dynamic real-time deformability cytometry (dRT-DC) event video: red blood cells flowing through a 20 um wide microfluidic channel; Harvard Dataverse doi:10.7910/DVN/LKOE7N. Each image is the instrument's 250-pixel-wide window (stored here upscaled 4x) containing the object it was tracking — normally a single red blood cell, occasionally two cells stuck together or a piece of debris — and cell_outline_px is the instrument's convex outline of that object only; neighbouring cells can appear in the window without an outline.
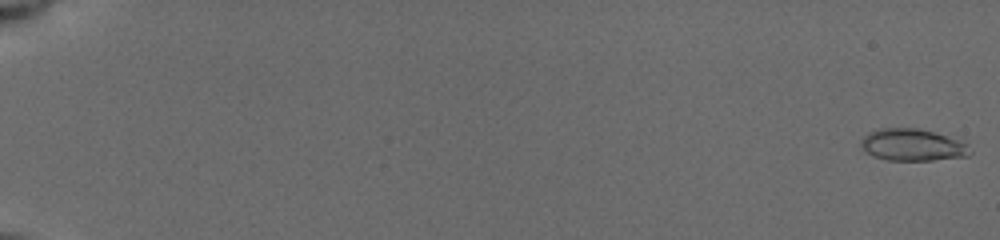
{"species": "common noctule bat (a hibernating species)", "species_latin": "Nyctalus noctula", "temperature_condition": "cold", "stored_images_in_passage": 16, "camera_frame_rate_fps": 3000, "um_per_image_px": 0.085, "animal": {"sex": "female", "body_mass_g": 19.5, "forearm_length_mm": 54.1}, "frame": {"image": 1, "passage_image": 1, "time_ms": 0.0, "image_size_px": [1000, 240], "cell_outline_px": [[972, 152], [968, 156], [932, 160], [888, 160], [872, 156], [860, 144], [860, 140], [868, 132], [880, 128], [916, 128], [936, 132], [968, 144]], "centroid_in_image_um": [77.56, 12.31], "position_along_channel_um": 7.4, "area_um2": 20.29}}
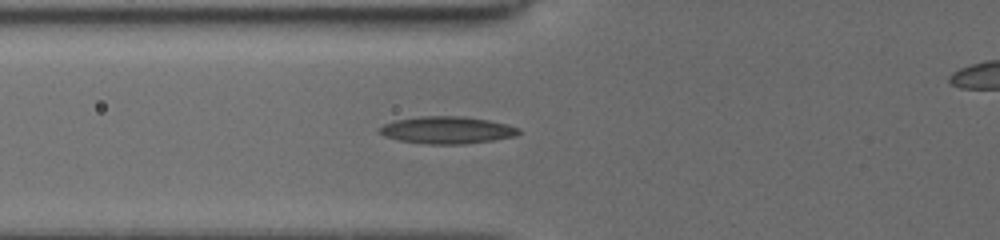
{"frame": {"image": 2, "passage_image": 12, "time_ms": 7.333, "image_size_px": [1000, 240], "cell_outline_px": [[520, 132], [516, 136], [492, 140], [464, 144], [428, 144], [396, 140], [384, 136], [380, 132], [380, 128], [384, 124], [396, 120], [420, 116], [464, 116], [488, 120], [508, 124], [520, 128]], "centroid_in_image_um": [38.02, 11.05], "position_along_channel_um": 87.8, "area_um2": 22.08}}
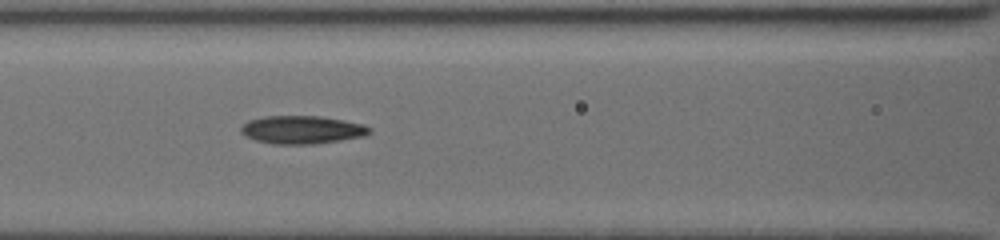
{"frame": {"image": 3, "passage_image": 16, "time_ms": 8.667, "image_size_px": [1000, 240], "cell_outline_px": [[372, 132], [364, 136], [340, 140], [312, 144], [272, 144], [256, 140], [240, 132], [240, 128], [248, 120], [264, 116], [320, 116], [344, 120], [364, 124], [372, 128]], "centroid_in_image_um": [25.7, 11.02], "position_along_channel_um": 140.9, "area_um2": 21.04}}